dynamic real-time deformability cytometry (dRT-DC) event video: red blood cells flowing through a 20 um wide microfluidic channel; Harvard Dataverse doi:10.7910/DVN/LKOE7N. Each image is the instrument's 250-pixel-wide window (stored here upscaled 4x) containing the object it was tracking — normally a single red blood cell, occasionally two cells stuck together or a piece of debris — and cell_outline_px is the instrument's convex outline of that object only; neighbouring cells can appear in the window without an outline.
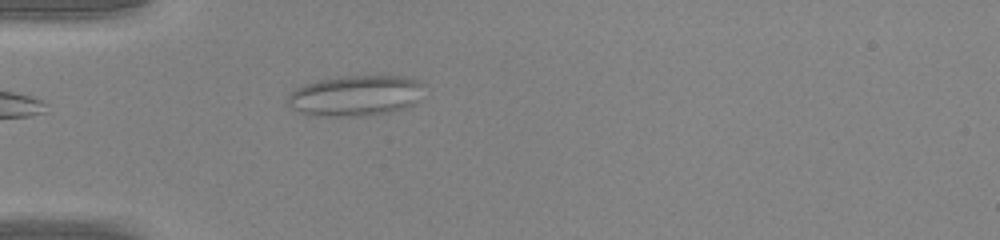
{"species": "common noctule bat (a hibernating species)", "species_latin": "Nyctalus noctula", "temperature_condition": "warm", "stored_images_in_passage": 33, "camera_frame_rate_fps": 3000, "um_per_image_px": 0.085, "animal": {"sex": "male", "body_mass_g": 20.0, "forearm_length_mm": 53.3}, "frame": {"image": 1, "passage_image": 1, "time_ms": 0.0, "image_size_px": [1000, 240], "cell_outline_px": [[420, 84], [416, 100], [412, 104], [404, 108], [388, 112], [360, 116], [316, 116], [300, 112], [292, 108], [288, 104], [288, 96], [296, 88], [304, 84], [316, 80], [336, 76], [404, 76], [420, 80]], "centroid_in_image_um": [30.14, 8.12], "position_along_channel_um": 54.9, "area_um2": 31.96}}
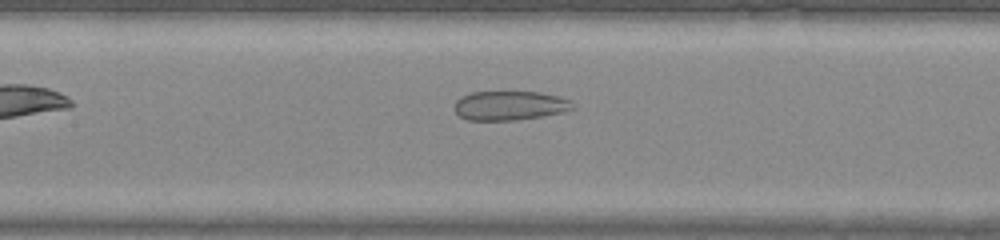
{"frame": {"image": 2, "passage_image": 9, "time_ms": 2.667, "image_size_px": [1000, 240], "cell_outline_px": [[576, 108], [564, 112], [516, 120], [468, 120], [460, 116], [456, 112], [456, 100], [460, 96], [472, 92], [540, 92], [572, 100]], "centroid_in_image_um": [43.36, 8.97], "position_along_channel_um": 164.0, "area_um2": 20.11}}
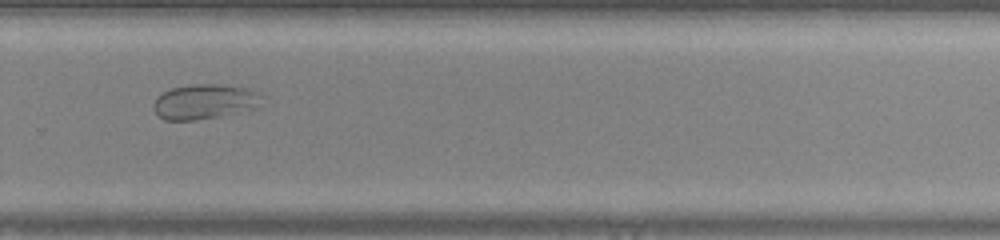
{"frame": {"image": 3, "passage_image": 19, "time_ms": 6.0, "image_size_px": [1000, 240], "cell_outline_px": [[268, 96], [252, 108], [220, 116], [196, 120], [164, 120], [152, 108], [152, 104], [156, 96], [172, 88], [192, 84], [220, 84], [248, 88], [260, 92]], "centroid_in_image_um": [17.39, 8.62], "position_along_channel_um": 312.4, "area_um2": 22.2}}